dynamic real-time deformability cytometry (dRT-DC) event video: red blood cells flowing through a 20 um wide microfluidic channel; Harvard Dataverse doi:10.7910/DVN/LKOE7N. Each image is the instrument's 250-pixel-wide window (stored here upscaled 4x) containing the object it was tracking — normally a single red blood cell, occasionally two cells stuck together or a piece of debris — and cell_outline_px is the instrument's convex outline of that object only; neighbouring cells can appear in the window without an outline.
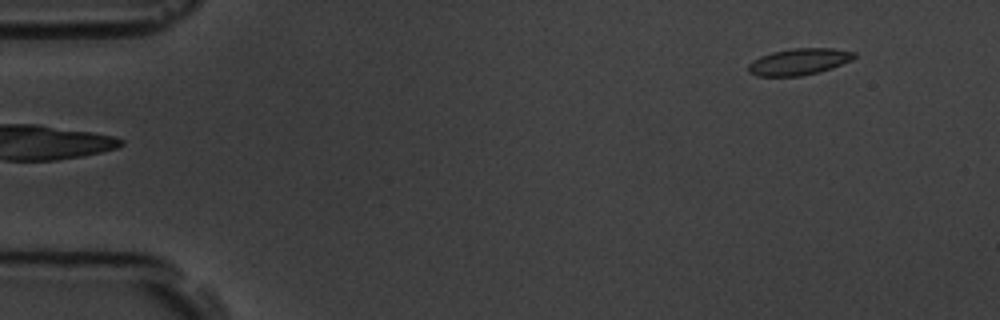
{"species": "common noctule bat (a hibernating species)", "species_latin": "Nyctalus noctula", "temperature_condition": "room temperature", "stored_images_in_passage": 5, "camera_frame_rate_fps": 3000, "um_per_image_px": 0.085, "animal": {"sex": "male", "body_mass_g": 19.5, "forearm_length_mm": 54.6}, "frame": {"image": 1, "passage_image": 5, "time_ms": 4.667, "image_size_px": [1000, 320], "cell_outline_px": [[856, 56], [852, 60], [832, 68], [820, 72], [800, 76], [756, 76], [748, 72], [748, 64], [752, 60], [760, 56], [772, 52], [792, 48], [832, 48], [856, 52]], "centroid_in_image_um": [67.91, 5.24], "position_along_channel_um": 17.1, "area_um2": 16.53}}